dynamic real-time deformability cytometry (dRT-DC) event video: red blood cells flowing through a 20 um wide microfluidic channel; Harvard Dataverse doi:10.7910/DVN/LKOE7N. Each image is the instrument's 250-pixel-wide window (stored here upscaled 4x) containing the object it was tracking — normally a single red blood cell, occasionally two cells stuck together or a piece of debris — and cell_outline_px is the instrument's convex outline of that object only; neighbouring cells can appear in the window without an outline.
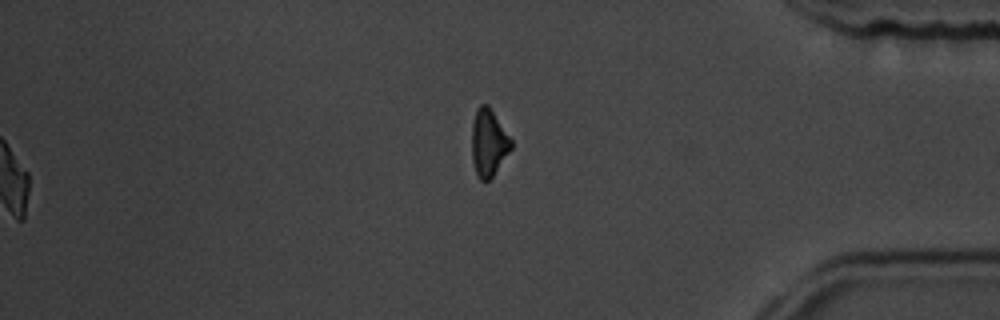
{"species": "common noctule bat (a hibernating species)", "species_latin": "Nyctalus noctula", "temperature_condition": "room temperature", "stored_images_in_passage": 39, "camera_frame_rate_fps": 3000, "um_per_image_px": 0.085, "animal": {"sex": "male", "body_mass_g": 19.5, "forearm_length_mm": 54.6}, "frame": {"image": 1, "passage_image": 39, "time_ms": 12.667, "image_size_px": [1000, 320], "cell_outline_px": [[512, 148], [492, 176], [488, 180], [480, 180], [476, 172], [472, 160], [472, 124], [476, 108], [480, 104], [488, 104], [512, 140]], "centroid_in_image_um": [41.52, 12.1], "position_along_channel_um": 393.7, "area_um2": 15.26}, "authors_computed_cell_mechanics": {"area_um2": 18.4382, "velocity_mm_per_s": 3.8439, "shape_relaxation_time_tau1_ms": 3.1798, "shape_relaxation_time_tau2_ms": 7.3001, "deformation_change_tau1": 0.1359, "deformation_change_tau2": 0.1379}}